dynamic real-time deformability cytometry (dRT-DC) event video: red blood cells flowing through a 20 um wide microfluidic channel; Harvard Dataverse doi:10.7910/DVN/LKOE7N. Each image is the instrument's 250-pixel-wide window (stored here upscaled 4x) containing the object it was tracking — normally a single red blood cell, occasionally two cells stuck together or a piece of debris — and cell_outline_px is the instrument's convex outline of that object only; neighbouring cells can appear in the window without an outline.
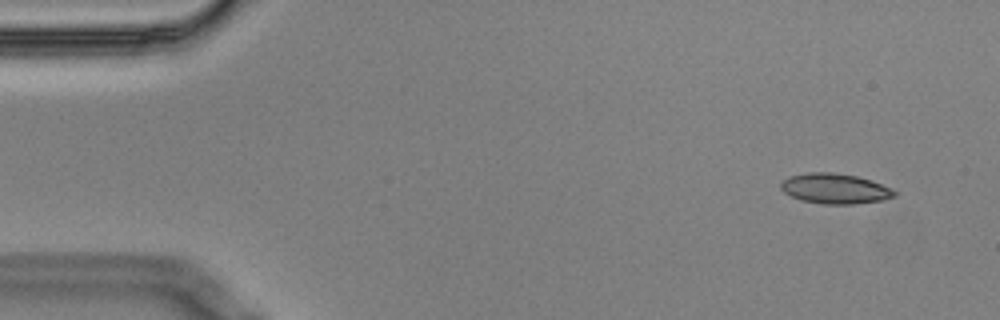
{"species": "Egyptian fruit bat (a non-hibernating species)", "species_latin": "Rousettus aegyptiacus", "temperature_condition": "cold", "stored_images_in_passage": 5, "camera_frame_rate_fps": 3000, "um_per_image_px": 0.085, "animal": {"sex": "male"}, "frame": {"image": 1, "passage_image": 2, "time_ms": 0.333, "image_size_px": [1000, 320], "cell_outline_px": [[900, 192], [896, 196], [884, 200], [852, 204], [824, 204], [800, 200], [784, 192], [780, 188], [780, 184], [784, 180], [792, 176], [808, 172], [832, 172], [856, 176], [872, 180], [892, 188]], "centroid_in_image_um": [71.03, 16.04], "position_along_channel_um": 14.0, "area_um2": 20.11}}